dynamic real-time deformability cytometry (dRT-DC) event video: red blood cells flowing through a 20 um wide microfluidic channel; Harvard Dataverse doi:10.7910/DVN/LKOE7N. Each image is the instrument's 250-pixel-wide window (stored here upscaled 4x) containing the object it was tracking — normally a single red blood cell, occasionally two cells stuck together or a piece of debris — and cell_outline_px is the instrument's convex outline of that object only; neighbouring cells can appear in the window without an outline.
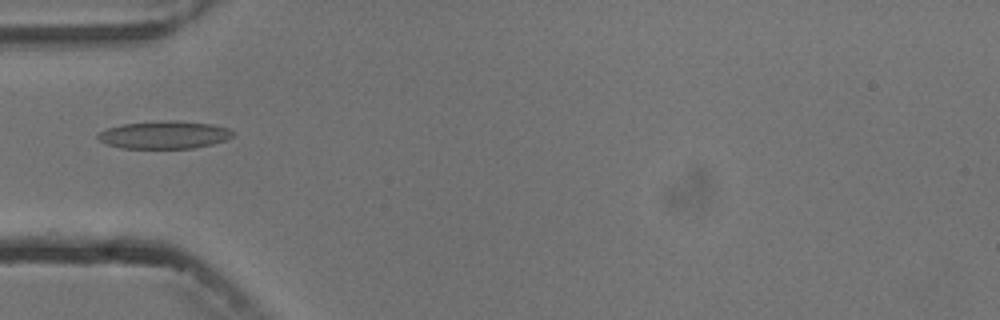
{"species": "common noctule bat (a hibernating species)", "species_latin": "Nyctalus noctula", "temperature_condition": "cold", "stored_images_in_passage": 3, "camera_frame_rate_fps": 3000, "um_per_image_px": 0.085, "animal": {"sex": "male", "body_mass_g": 13.3}, "frame": {"image": 1, "passage_image": 2, "time_ms": 1.333, "image_size_px": [1000, 320], "cell_outline_px": [[236, 132], [232, 136], [224, 140], [212, 144], [192, 148], [120, 148], [104, 144], [96, 136], [100, 132], [108, 128], [124, 124], [168, 120], [172, 120], [212, 124], [228, 128]], "centroid_in_image_um": [13.96, 11.46], "position_along_channel_um": 71.0, "area_um2": 21.68}}
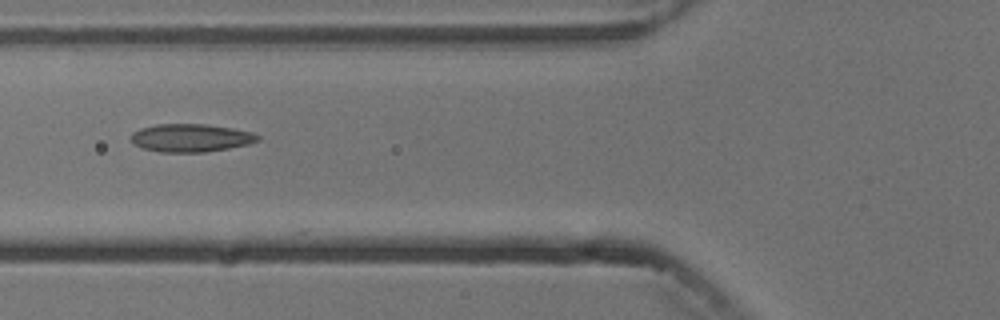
{"frame": {"image": 2, "passage_image": 3, "time_ms": 2.333, "image_size_px": [1000, 320], "cell_outline_px": [[260, 140], [248, 144], [228, 148], [204, 152], [160, 152], [140, 148], [132, 144], [132, 132], [140, 128], [156, 124], [204, 124], [232, 128], [252, 132], [260, 136]], "centroid_in_image_um": [16.19, 11.72], "position_along_channel_um": 109.6, "area_um2": 20.75}}